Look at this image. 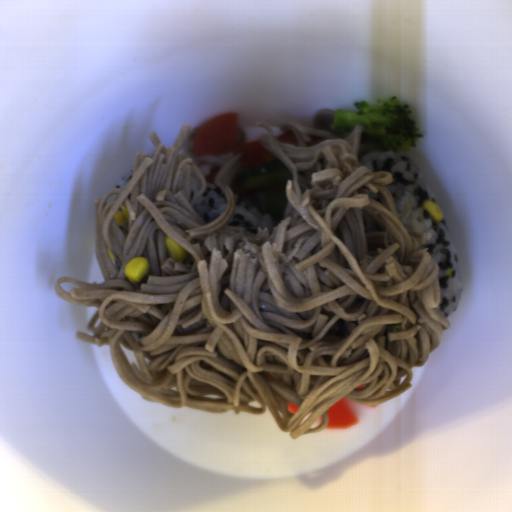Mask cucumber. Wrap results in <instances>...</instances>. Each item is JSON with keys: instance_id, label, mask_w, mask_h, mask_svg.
<instances>
[{"instance_id": "8b760119", "label": "cucumber", "mask_w": 512, "mask_h": 512, "mask_svg": "<svg viewBox=\"0 0 512 512\" xmlns=\"http://www.w3.org/2000/svg\"><path fill=\"white\" fill-rule=\"evenodd\" d=\"M287 181H293L292 173L279 159H274L242 171L237 183L241 189L250 191V200L262 213L280 221L287 204Z\"/></svg>"}]
</instances>
